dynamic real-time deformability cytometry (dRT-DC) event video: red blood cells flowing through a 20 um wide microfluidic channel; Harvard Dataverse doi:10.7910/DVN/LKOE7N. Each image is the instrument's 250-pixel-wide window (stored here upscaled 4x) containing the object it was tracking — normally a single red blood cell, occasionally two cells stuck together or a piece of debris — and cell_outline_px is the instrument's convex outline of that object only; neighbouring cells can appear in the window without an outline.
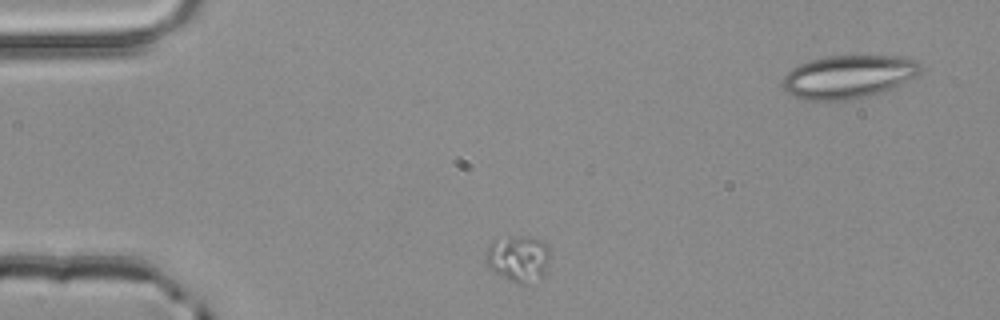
{"species": "common noctule bat (a hibernating species)", "species_latin": "Nyctalus noctula", "temperature_condition": "room temperature", "stored_images_in_passage": 3, "camera_frame_rate_fps": 3000, "um_per_image_px": 0.085, "animal": {"sex": "male", "body_mass_g": 20.4}, "frame": {"image": 1, "passage_image": 1, "time_ms": 0.0, "image_size_px": [1000, 320], "cell_outline_px": [[548, 256], [544, 272], [540, 276], [524, 284], [520, 284], [488, 268], [484, 264], [484, 252], [488, 244], [496, 236], [532, 236], [540, 240], [548, 248]], "centroid_in_image_um": [43.93, 21.89], "position_along_channel_um": 41.1, "area_um2": 17.34}}